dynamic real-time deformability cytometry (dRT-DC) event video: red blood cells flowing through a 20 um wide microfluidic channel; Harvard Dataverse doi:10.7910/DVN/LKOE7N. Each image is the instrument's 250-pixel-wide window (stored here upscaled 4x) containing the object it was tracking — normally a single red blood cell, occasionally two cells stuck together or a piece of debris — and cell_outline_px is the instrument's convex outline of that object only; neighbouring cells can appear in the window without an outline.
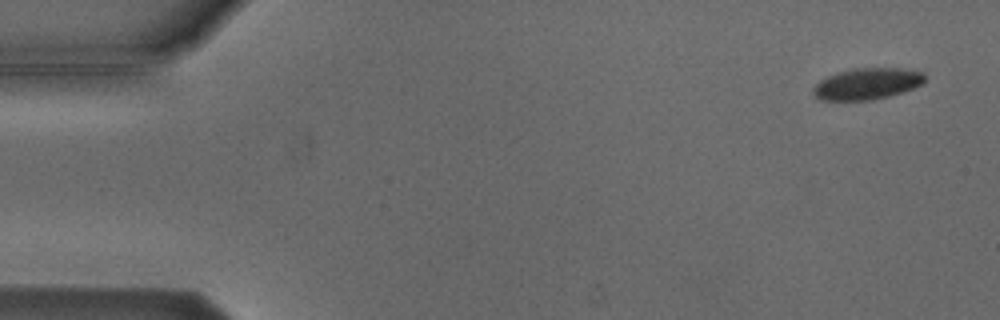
{"species": "Egyptian fruit bat (a non-hibernating species)", "species_latin": "Rousettus aegyptiacus", "temperature_condition": "cold", "stored_images_in_passage": 6, "camera_frame_rate_fps": 3000, "um_per_image_px": 0.085, "animal": {"sex": "male"}, "frame": {"image": 1, "passage_image": 1, "time_ms": 0.0, "image_size_px": [1000, 320], "cell_outline_px": [[928, 76], [924, 84], [888, 96], [872, 100], [820, 100], [812, 92], [812, 88], [820, 80], [828, 76], [852, 68], [900, 68], [924, 72]], "centroid_in_image_um": [73.74, 7.11], "position_along_channel_um": 11.3, "area_um2": 20.46}}
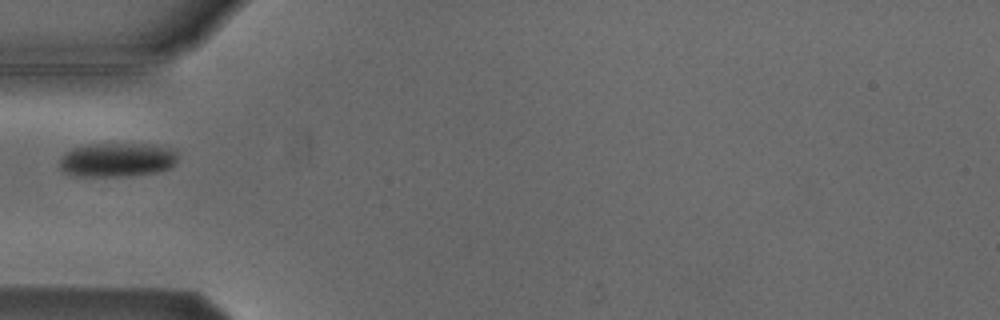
{"frame": {"image": 2, "passage_image": 5, "time_ms": 5.0, "image_size_px": [1000, 320], "cell_outline_px": [[176, 160], [172, 168], [156, 172], [128, 176], [72, 176], [64, 172], [60, 168], [60, 156], [64, 152], [72, 148], [88, 144], [152, 144], [176, 148]], "centroid_in_image_um": [9.95, 13.58], "position_along_channel_um": 75.0, "area_um2": 23.87}}
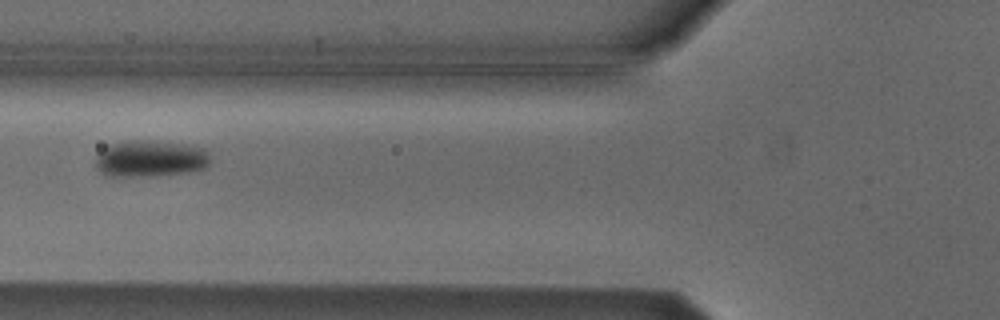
{"frame": {"image": 3, "passage_image": 6, "time_ms": 6.0, "image_size_px": [1000, 320], "cell_outline_px": [[212, 160], [204, 168], [192, 172], [152, 176], [108, 176], [100, 172], [96, 168], [96, 156], [108, 144], [128, 140], [148, 140], [184, 144], [204, 148], [208, 152]], "centroid_in_image_um": [12.79, 13.48], "position_along_channel_um": 113.0, "area_um2": 24.8}}